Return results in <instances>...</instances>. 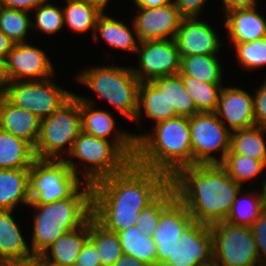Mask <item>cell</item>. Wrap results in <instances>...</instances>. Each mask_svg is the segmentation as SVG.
<instances>
[{
	"label": "cell",
	"instance_id": "obj_1",
	"mask_svg": "<svg viewBox=\"0 0 266 266\" xmlns=\"http://www.w3.org/2000/svg\"><path fill=\"white\" fill-rule=\"evenodd\" d=\"M170 184L193 221L209 226L226 220L244 188L220 164L183 167L170 179Z\"/></svg>",
	"mask_w": 266,
	"mask_h": 266
},
{
	"label": "cell",
	"instance_id": "obj_2",
	"mask_svg": "<svg viewBox=\"0 0 266 266\" xmlns=\"http://www.w3.org/2000/svg\"><path fill=\"white\" fill-rule=\"evenodd\" d=\"M151 132L136 135L134 162L166 174L170 179L183 167L193 166L189 117L177 116L152 126Z\"/></svg>",
	"mask_w": 266,
	"mask_h": 266
},
{
	"label": "cell",
	"instance_id": "obj_3",
	"mask_svg": "<svg viewBox=\"0 0 266 266\" xmlns=\"http://www.w3.org/2000/svg\"><path fill=\"white\" fill-rule=\"evenodd\" d=\"M33 213L30 250L40 256L59 237L83 226L92 217V184L83 183L69 198L29 204Z\"/></svg>",
	"mask_w": 266,
	"mask_h": 266
},
{
	"label": "cell",
	"instance_id": "obj_4",
	"mask_svg": "<svg viewBox=\"0 0 266 266\" xmlns=\"http://www.w3.org/2000/svg\"><path fill=\"white\" fill-rule=\"evenodd\" d=\"M169 185L166 174L132 161L120 173L92 184V207L145 208Z\"/></svg>",
	"mask_w": 266,
	"mask_h": 266
},
{
	"label": "cell",
	"instance_id": "obj_5",
	"mask_svg": "<svg viewBox=\"0 0 266 266\" xmlns=\"http://www.w3.org/2000/svg\"><path fill=\"white\" fill-rule=\"evenodd\" d=\"M77 82L93 91L97 97L113 106L127 121H134L138 112L141 82L131 67L102 65L78 73Z\"/></svg>",
	"mask_w": 266,
	"mask_h": 266
},
{
	"label": "cell",
	"instance_id": "obj_6",
	"mask_svg": "<svg viewBox=\"0 0 266 266\" xmlns=\"http://www.w3.org/2000/svg\"><path fill=\"white\" fill-rule=\"evenodd\" d=\"M64 161L77 176L83 177V182L89 184L120 173L132 162L113 141L88 135L83 131L74 141L72 150ZM79 165H83V169Z\"/></svg>",
	"mask_w": 266,
	"mask_h": 266
},
{
	"label": "cell",
	"instance_id": "obj_7",
	"mask_svg": "<svg viewBox=\"0 0 266 266\" xmlns=\"http://www.w3.org/2000/svg\"><path fill=\"white\" fill-rule=\"evenodd\" d=\"M81 132L80 100L74 94L51 116L41 120L39 137L34 147L36 159L64 160Z\"/></svg>",
	"mask_w": 266,
	"mask_h": 266
},
{
	"label": "cell",
	"instance_id": "obj_8",
	"mask_svg": "<svg viewBox=\"0 0 266 266\" xmlns=\"http://www.w3.org/2000/svg\"><path fill=\"white\" fill-rule=\"evenodd\" d=\"M83 183L64 160L36 159L29 169L30 204L69 198Z\"/></svg>",
	"mask_w": 266,
	"mask_h": 266
},
{
	"label": "cell",
	"instance_id": "obj_9",
	"mask_svg": "<svg viewBox=\"0 0 266 266\" xmlns=\"http://www.w3.org/2000/svg\"><path fill=\"white\" fill-rule=\"evenodd\" d=\"M52 79L7 82L1 94L14 106L28 110L43 120L75 94L58 86Z\"/></svg>",
	"mask_w": 266,
	"mask_h": 266
},
{
	"label": "cell",
	"instance_id": "obj_10",
	"mask_svg": "<svg viewBox=\"0 0 266 266\" xmlns=\"http://www.w3.org/2000/svg\"><path fill=\"white\" fill-rule=\"evenodd\" d=\"M189 125L193 166L221 164L230 150L231 131L215 112L195 114Z\"/></svg>",
	"mask_w": 266,
	"mask_h": 266
},
{
	"label": "cell",
	"instance_id": "obj_11",
	"mask_svg": "<svg viewBox=\"0 0 266 266\" xmlns=\"http://www.w3.org/2000/svg\"><path fill=\"white\" fill-rule=\"evenodd\" d=\"M210 229L213 260L219 266H255L259 261L251 227L219 221Z\"/></svg>",
	"mask_w": 266,
	"mask_h": 266
},
{
	"label": "cell",
	"instance_id": "obj_12",
	"mask_svg": "<svg viewBox=\"0 0 266 266\" xmlns=\"http://www.w3.org/2000/svg\"><path fill=\"white\" fill-rule=\"evenodd\" d=\"M156 266H199L213 260L209 225L192 222L172 245H156Z\"/></svg>",
	"mask_w": 266,
	"mask_h": 266
},
{
	"label": "cell",
	"instance_id": "obj_13",
	"mask_svg": "<svg viewBox=\"0 0 266 266\" xmlns=\"http://www.w3.org/2000/svg\"><path fill=\"white\" fill-rule=\"evenodd\" d=\"M138 67H131L138 80L151 82L180 72L181 59L175 39L139 42Z\"/></svg>",
	"mask_w": 266,
	"mask_h": 266
},
{
	"label": "cell",
	"instance_id": "obj_14",
	"mask_svg": "<svg viewBox=\"0 0 266 266\" xmlns=\"http://www.w3.org/2000/svg\"><path fill=\"white\" fill-rule=\"evenodd\" d=\"M54 68L45 50L27 42L15 43L4 63L6 82L49 79L56 75Z\"/></svg>",
	"mask_w": 266,
	"mask_h": 266
},
{
	"label": "cell",
	"instance_id": "obj_15",
	"mask_svg": "<svg viewBox=\"0 0 266 266\" xmlns=\"http://www.w3.org/2000/svg\"><path fill=\"white\" fill-rule=\"evenodd\" d=\"M75 95L80 100L82 131L88 135L113 141L133 161L136 154V141L132 133L118 129L113 113L106 109H97L95 103L98 100Z\"/></svg>",
	"mask_w": 266,
	"mask_h": 266
},
{
	"label": "cell",
	"instance_id": "obj_16",
	"mask_svg": "<svg viewBox=\"0 0 266 266\" xmlns=\"http://www.w3.org/2000/svg\"><path fill=\"white\" fill-rule=\"evenodd\" d=\"M135 8L138 11L131 21L139 42L175 39L184 17L173 1L155 8Z\"/></svg>",
	"mask_w": 266,
	"mask_h": 266
},
{
	"label": "cell",
	"instance_id": "obj_17",
	"mask_svg": "<svg viewBox=\"0 0 266 266\" xmlns=\"http://www.w3.org/2000/svg\"><path fill=\"white\" fill-rule=\"evenodd\" d=\"M213 27L199 17L183 18L175 37L180 59L191 55L220 54L222 41Z\"/></svg>",
	"mask_w": 266,
	"mask_h": 266
},
{
	"label": "cell",
	"instance_id": "obj_18",
	"mask_svg": "<svg viewBox=\"0 0 266 266\" xmlns=\"http://www.w3.org/2000/svg\"><path fill=\"white\" fill-rule=\"evenodd\" d=\"M215 113L231 132L256 126L253 95L241 87L223 86Z\"/></svg>",
	"mask_w": 266,
	"mask_h": 266
},
{
	"label": "cell",
	"instance_id": "obj_19",
	"mask_svg": "<svg viewBox=\"0 0 266 266\" xmlns=\"http://www.w3.org/2000/svg\"><path fill=\"white\" fill-rule=\"evenodd\" d=\"M41 127V119L28 110L11 104L0 93V129L27 141L35 147Z\"/></svg>",
	"mask_w": 266,
	"mask_h": 266
},
{
	"label": "cell",
	"instance_id": "obj_20",
	"mask_svg": "<svg viewBox=\"0 0 266 266\" xmlns=\"http://www.w3.org/2000/svg\"><path fill=\"white\" fill-rule=\"evenodd\" d=\"M224 27L230 43L260 40L266 37V19L258 7L229 12L224 16Z\"/></svg>",
	"mask_w": 266,
	"mask_h": 266
},
{
	"label": "cell",
	"instance_id": "obj_21",
	"mask_svg": "<svg viewBox=\"0 0 266 266\" xmlns=\"http://www.w3.org/2000/svg\"><path fill=\"white\" fill-rule=\"evenodd\" d=\"M130 23L132 26L124 23L123 20L107 15L104 10L97 19L92 40L98 43L97 41L103 39L111 49L136 54L139 40L133 22L130 21Z\"/></svg>",
	"mask_w": 266,
	"mask_h": 266
},
{
	"label": "cell",
	"instance_id": "obj_22",
	"mask_svg": "<svg viewBox=\"0 0 266 266\" xmlns=\"http://www.w3.org/2000/svg\"><path fill=\"white\" fill-rule=\"evenodd\" d=\"M14 210H0V263L33 257Z\"/></svg>",
	"mask_w": 266,
	"mask_h": 266
},
{
	"label": "cell",
	"instance_id": "obj_23",
	"mask_svg": "<svg viewBox=\"0 0 266 266\" xmlns=\"http://www.w3.org/2000/svg\"><path fill=\"white\" fill-rule=\"evenodd\" d=\"M192 222L193 218L188 209L176 197L161 213L153 236L155 244L161 246L172 245Z\"/></svg>",
	"mask_w": 266,
	"mask_h": 266
},
{
	"label": "cell",
	"instance_id": "obj_24",
	"mask_svg": "<svg viewBox=\"0 0 266 266\" xmlns=\"http://www.w3.org/2000/svg\"><path fill=\"white\" fill-rule=\"evenodd\" d=\"M88 239L89 220L80 228L59 237L40 256L53 265L75 266L77 257Z\"/></svg>",
	"mask_w": 266,
	"mask_h": 266
},
{
	"label": "cell",
	"instance_id": "obj_25",
	"mask_svg": "<svg viewBox=\"0 0 266 266\" xmlns=\"http://www.w3.org/2000/svg\"><path fill=\"white\" fill-rule=\"evenodd\" d=\"M30 204L29 169H0V210Z\"/></svg>",
	"mask_w": 266,
	"mask_h": 266
},
{
	"label": "cell",
	"instance_id": "obj_26",
	"mask_svg": "<svg viewBox=\"0 0 266 266\" xmlns=\"http://www.w3.org/2000/svg\"><path fill=\"white\" fill-rule=\"evenodd\" d=\"M66 5L62 6L64 27H68L72 33L94 35L98 17L104 9L97 3L89 0H64Z\"/></svg>",
	"mask_w": 266,
	"mask_h": 266
},
{
	"label": "cell",
	"instance_id": "obj_27",
	"mask_svg": "<svg viewBox=\"0 0 266 266\" xmlns=\"http://www.w3.org/2000/svg\"><path fill=\"white\" fill-rule=\"evenodd\" d=\"M35 160L27 141L0 129V169H30Z\"/></svg>",
	"mask_w": 266,
	"mask_h": 266
},
{
	"label": "cell",
	"instance_id": "obj_28",
	"mask_svg": "<svg viewBox=\"0 0 266 266\" xmlns=\"http://www.w3.org/2000/svg\"><path fill=\"white\" fill-rule=\"evenodd\" d=\"M256 188L257 191L245 188L240 190L225 221L234 225L252 226L266 209V198L260 187Z\"/></svg>",
	"mask_w": 266,
	"mask_h": 266
},
{
	"label": "cell",
	"instance_id": "obj_29",
	"mask_svg": "<svg viewBox=\"0 0 266 266\" xmlns=\"http://www.w3.org/2000/svg\"><path fill=\"white\" fill-rule=\"evenodd\" d=\"M151 83L164 94L169 111H175L178 116L184 117H192L200 113L196 109L194 99L183 86L179 74L157 78Z\"/></svg>",
	"mask_w": 266,
	"mask_h": 266
},
{
	"label": "cell",
	"instance_id": "obj_30",
	"mask_svg": "<svg viewBox=\"0 0 266 266\" xmlns=\"http://www.w3.org/2000/svg\"><path fill=\"white\" fill-rule=\"evenodd\" d=\"M142 114L145 115L147 119H151L150 121H154V125L158 122L178 116L175 111H169L168 102L164 94L151 82H143L140 84L138 112L134 120L137 124H141L140 120L143 118Z\"/></svg>",
	"mask_w": 266,
	"mask_h": 266
},
{
	"label": "cell",
	"instance_id": "obj_31",
	"mask_svg": "<svg viewBox=\"0 0 266 266\" xmlns=\"http://www.w3.org/2000/svg\"><path fill=\"white\" fill-rule=\"evenodd\" d=\"M266 128L253 126L231 132L230 150L227 154L249 156L266 162Z\"/></svg>",
	"mask_w": 266,
	"mask_h": 266
},
{
	"label": "cell",
	"instance_id": "obj_32",
	"mask_svg": "<svg viewBox=\"0 0 266 266\" xmlns=\"http://www.w3.org/2000/svg\"><path fill=\"white\" fill-rule=\"evenodd\" d=\"M223 66L218 55H191L181 58L179 75L205 83H223Z\"/></svg>",
	"mask_w": 266,
	"mask_h": 266
},
{
	"label": "cell",
	"instance_id": "obj_33",
	"mask_svg": "<svg viewBox=\"0 0 266 266\" xmlns=\"http://www.w3.org/2000/svg\"><path fill=\"white\" fill-rule=\"evenodd\" d=\"M123 254L133 256L148 266H156V244L153 238L130 226L117 233Z\"/></svg>",
	"mask_w": 266,
	"mask_h": 266
},
{
	"label": "cell",
	"instance_id": "obj_34",
	"mask_svg": "<svg viewBox=\"0 0 266 266\" xmlns=\"http://www.w3.org/2000/svg\"><path fill=\"white\" fill-rule=\"evenodd\" d=\"M89 240L94 244L102 266H113L123 255L117 233L106 230L93 217L89 219Z\"/></svg>",
	"mask_w": 266,
	"mask_h": 266
},
{
	"label": "cell",
	"instance_id": "obj_35",
	"mask_svg": "<svg viewBox=\"0 0 266 266\" xmlns=\"http://www.w3.org/2000/svg\"><path fill=\"white\" fill-rule=\"evenodd\" d=\"M228 173V175L238 184L245 186V183H251L250 180L256 182L259 177L261 185L264 181L263 172H266V162L253 159L249 156L239 154H226L225 159L220 164ZM262 175V179H261ZM255 179V180H254Z\"/></svg>",
	"mask_w": 266,
	"mask_h": 266
},
{
	"label": "cell",
	"instance_id": "obj_36",
	"mask_svg": "<svg viewBox=\"0 0 266 266\" xmlns=\"http://www.w3.org/2000/svg\"><path fill=\"white\" fill-rule=\"evenodd\" d=\"M180 77L199 112H216L223 83H205L187 75Z\"/></svg>",
	"mask_w": 266,
	"mask_h": 266
},
{
	"label": "cell",
	"instance_id": "obj_37",
	"mask_svg": "<svg viewBox=\"0 0 266 266\" xmlns=\"http://www.w3.org/2000/svg\"><path fill=\"white\" fill-rule=\"evenodd\" d=\"M144 208L92 207V217L106 230L119 233L130 226H136L139 213Z\"/></svg>",
	"mask_w": 266,
	"mask_h": 266
},
{
	"label": "cell",
	"instance_id": "obj_38",
	"mask_svg": "<svg viewBox=\"0 0 266 266\" xmlns=\"http://www.w3.org/2000/svg\"><path fill=\"white\" fill-rule=\"evenodd\" d=\"M31 12L0 6V31L14 43L28 42Z\"/></svg>",
	"mask_w": 266,
	"mask_h": 266
},
{
	"label": "cell",
	"instance_id": "obj_39",
	"mask_svg": "<svg viewBox=\"0 0 266 266\" xmlns=\"http://www.w3.org/2000/svg\"><path fill=\"white\" fill-rule=\"evenodd\" d=\"M174 187L170 184L152 203L145 207L136 221V226L142 232L153 238L162 211L176 198Z\"/></svg>",
	"mask_w": 266,
	"mask_h": 266
},
{
	"label": "cell",
	"instance_id": "obj_40",
	"mask_svg": "<svg viewBox=\"0 0 266 266\" xmlns=\"http://www.w3.org/2000/svg\"><path fill=\"white\" fill-rule=\"evenodd\" d=\"M49 1L50 0H47L31 11V14H35L34 23L32 21V30H37L40 31L41 34L43 32L48 36H52L63 30L64 17L62 7L50 3Z\"/></svg>",
	"mask_w": 266,
	"mask_h": 266
},
{
	"label": "cell",
	"instance_id": "obj_41",
	"mask_svg": "<svg viewBox=\"0 0 266 266\" xmlns=\"http://www.w3.org/2000/svg\"><path fill=\"white\" fill-rule=\"evenodd\" d=\"M235 56L240 68L253 71V69H262L266 66V37L260 40L235 43Z\"/></svg>",
	"mask_w": 266,
	"mask_h": 266
},
{
	"label": "cell",
	"instance_id": "obj_42",
	"mask_svg": "<svg viewBox=\"0 0 266 266\" xmlns=\"http://www.w3.org/2000/svg\"><path fill=\"white\" fill-rule=\"evenodd\" d=\"M258 87L253 91L254 118L256 126L266 128V79Z\"/></svg>",
	"mask_w": 266,
	"mask_h": 266
},
{
	"label": "cell",
	"instance_id": "obj_43",
	"mask_svg": "<svg viewBox=\"0 0 266 266\" xmlns=\"http://www.w3.org/2000/svg\"><path fill=\"white\" fill-rule=\"evenodd\" d=\"M260 261H266V209L251 226Z\"/></svg>",
	"mask_w": 266,
	"mask_h": 266
},
{
	"label": "cell",
	"instance_id": "obj_44",
	"mask_svg": "<svg viewBox=\"0 0 266 266\" xmlns=\"http://www.w3.org/2000/svg\"><path fill=\"white\" fill-rule=\"evenodd\" d=\"M174 6L178 9L184 18L200 17L206 7L208 0H172Z\"/></svg>",
	"mask_w": 266,
	"mask_h": 266
},
{
	"label": "cell",
	"instance_id": "obj_45",
	"mask_svg": "<svg viewBox=\"0 0 266 266\" xmlns=\"http://www.w3.org/2000/svg\"><path fill=\"white\" fill-rule=\"evenodd\" d=\"M75 266H102L97 250L89 239L78 255Z\"/></svg>",
	"mask_w": 266,
	"mask_h": 266
},
{
	"label": "cell",
	"instance_id": "obj_46",
	"mask_svg": "<svg viewBox=\"0 0 266 266\" xmlns=\"http://www.w3.org/2000/svg\"><path fill=\"white\" fill-rule=\"evenodd\" d=\"M47 0H0V6L31 12Z\"/></svg>",
	"mask_w": 266,
	"mask_h": 266
},
{
	"label": "cell",
	"instance_id": "obj_47",
	"mask_svg": "<svg viewBox=\"0 0 266 266\" xmlns=\"http://www.w3.org/2000/svg\"><path fill=\"white\" fill-rule=\"evenodd\" d=\"M257 1L258 0H222L221 8L223 10V16L232 11L251 9L257 6Z\"/></svg>",
	"mask_w": 266,
	"mask_h": 266
},
{
	"label": "cell",
	"instance_id": "obj_48",
	"mask_svg": "<svg viewBox=\"0 0 266 266\" xmlns=\"http://www.w3.org/2000/svg\"><path fill=\"white\" fill-rule=\"evenodd\" d=\"M15 43L0 31V61L5 63L8 53Z\"/></svg>",
	"mask_w": 266,
	"mask_h": 266
},
{
	"label": "cell",
	"instance_id": "obj_49",
	"mask_svg": "<svg viewBox=\"0 0 266 266\" xmlns=\"http://www.w3.org/2000/svg\"><path fill=\"white\" fill-rule=\"evenodd\" d=\"M0 266H40V256H33L26 260L7 261L0 263Z\"/></svg>",
	"mask_w": 266,
	"mask_h": 266
},
{
	"label": "cell",
	"instance_id": "obj_50",
	"mask_svg": "<svg viewBox=\"0 0 266 266\" xmlns=\"http://www.w3.org/2000/svg\"><path fill=\"white\" fill-rule=\"evenodd\" d=\"M135 7L155 8L171 3L172 0H132Z\"/></svg>",
	"mask_w": 266,
	"mask_h": 266
},
{
	"label": "cell",
	"instance_id": "obj_51",
	"mask_svg": "<svg viewBox=\"0 0 266 266\" xmlns=\"http://www.w3.org/2000/svg\"><path fill=\"white\" fill-rule=\"evenodd\" d=\"M113 266H148L144 262L139 261L137 258L133 256H129L127 254H123L114 264Z\"/></svg>",
	"mask_w": 266,
	"mask_h": 266
},
{
	"label": "cell",
	"instance_id": "obj_52",
	"mask_svg": "<svg viewBox=\"0 0 266 266\" xmlns=\"http://www.w3.org/2000/svg\"><path fill=\"white\" fill-rule=\"evenodd\" d=\"M6 83L7 82L4 73V63L0 61V93L3 92Z\"/></svg>",
	"mask_w": 266,
	"mask_h": 266
},
{
	"label": "cell",
	"instance_id": "obj_53",
	"mask_svg": "<svg viewBox=\"0 0 266 266\" xmlns=\"http://www.w3.org/2000/svg\"><path fill=\"white\" fill-rule=\"evenodd\" d=\"M89 1H93L97 4H99L105 11H108V10H106L107 5L109 6V2L112 0H89Z\"/></svg>",
	"mask_w": 266,
	"mask_h": 266
},
{
	"label": "cell",
	"instance_id": "obj_54",
	"mask_svg": "<svg viewBox=\"0 0 266 266\" xmlns=\"http://www.w3.org/2000/svg\"><path fill=\"white\" fill-rule=\"evenodd\" d=\"M265 174H266V172H265ZM257 186H259L261 188V190H262V192L266 198V175H264V181H263L262 186L260 184H258Z\"/></svg>",
	"mask_w": 266,
	"mask_h": 266
},
{
	"label": "cell",
	"instance_id": "obj_55",
	"mask_svg": "<svg viewBox=\"0 0 266 266\" xmlns=\"http://www.w3.org/2000/svg\"><path fill=\"white\" fill-rule=\"evenodd\" d=\"M40 266H57V265H53V264L47 262L46 260H44V259L40 256Z\"/></svg>",
	"mask_w": 266,
	"mask_h": 266
},
{
	"label": "cell",
	"instance_id": "obj_56",
	"mask_svg": "<svg viewBox=\"0 0 266 266\" xmlns=\"http://www.w3.org/2000/svg\"><path fill=\"white\" fill-rule=\"evenodd\" d=\"M199 266H219V265L214 260H212L208 263L200 264Z\"/></svg>",
	"mask_w": 266,
	"mask_h": 266
},
{
	"label": "cell",
	"instance_id": "obj_57",
	"mask_svg": "<svg viewBox=\"0 0 266 266\" xmlns=\"http://www.w3.org/2000/svg\"><path fill=\"white\" fill-rule=\"evenodd\" d=\"M255 266H266V261H258Z\"/></svg>",
	"mask_w": 266,
	"mask_h": 266
}]
</instances>
